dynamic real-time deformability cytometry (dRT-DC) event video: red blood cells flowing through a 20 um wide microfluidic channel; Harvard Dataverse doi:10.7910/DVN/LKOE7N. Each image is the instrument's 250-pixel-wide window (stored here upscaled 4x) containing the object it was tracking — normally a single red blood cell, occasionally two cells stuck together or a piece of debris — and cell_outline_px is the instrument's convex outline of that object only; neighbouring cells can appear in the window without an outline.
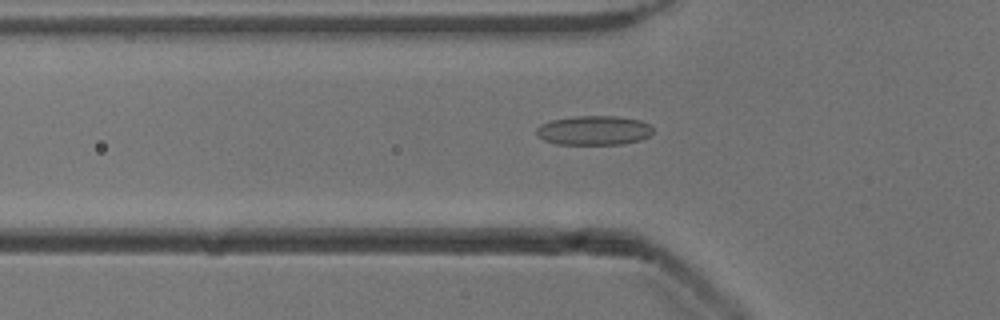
{"species": "common noctule bat (a hibernating species)", "species_latin": "Nyctalus noctula", "temperature_condition": "cold", "stored_images_in_passage": 50, "camera_frame_rate_fps": 3000, "um_per_image_px": 0.085, "animal": {"sex": "male", "body_mass_g": 13.3}, "frame": {"image": 1, "passage_image": 15, "time_ms": 4.667, "image_size_px": [1000, 320], "cell_outline_px": [[652, 132], [648, 136], [640, 140], [624, 144], [556, 144], [544, 140], [536, 132], [536, 128], [540, 124], [552, 120], [572, 116], [616, 116], [640, 120], [648, 124], [652, 128]], "centroid_in_image_um": [50.47, 11.08], "position_along_channel_um": 75.3, "area_um2": 19.88}}
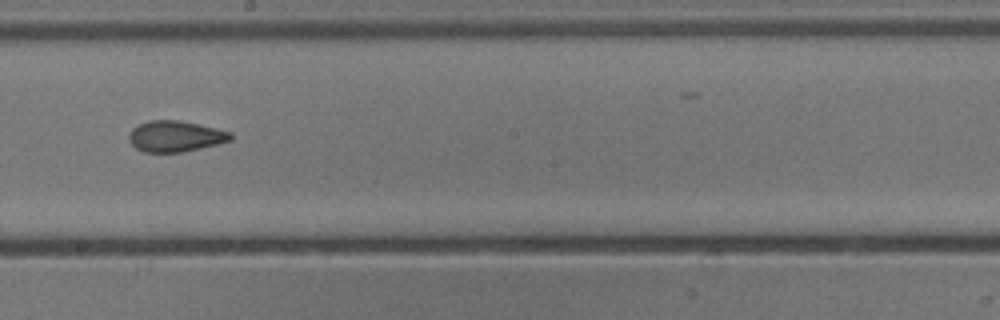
{"frame": {"image": 2, "passage_image": 27, "time_ms": 8.667, "image_size_px": [1000, 320], "cell_outline_px": [[232, 140], [200, 148], [180, 152], [144, 152], [136, 148], [128, 140], [128, 132], [132, 128], [148, 120], [180, 120], [216, 128], [232, 132]], "centroid_in_image_um": [14.88, 11.57], "position_along_channel_um": 233.3, "area_um2": 18.38}}
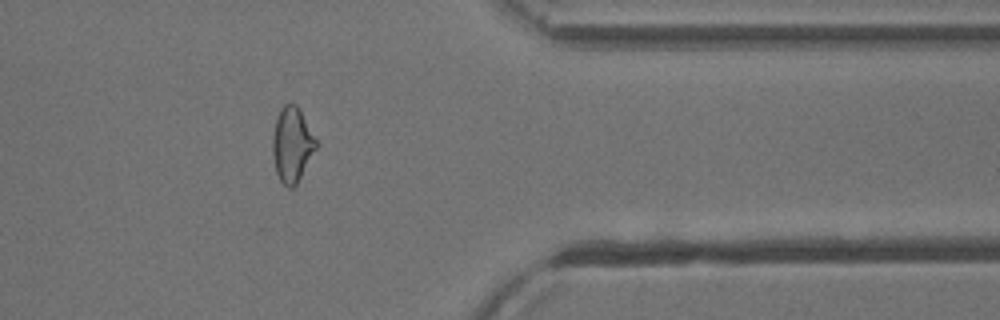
{"frame": {"image": 3, "passage_image": 40, "time_ms": 13.0, "image_size_px": [1000, 320], "cell_outline_px": [[320, 144], [296, 184], [292, 188], [288, 188], [280, 180], [276, 172], [272, 152], [272, 136], [276, 116], [280, 108], [284, 104], [296, 104], [300, 108]], "centroid_in_image_um": [24.85, 12.26], "position_along_channel_um": 386.6, "area_um2": 19.42}, "authors_computed_cell_mechanics": {"area_um2": 19.1318, "velocity_mm_per_s": 3.9182, "shape_relaxation_time_tau1_ms": null, "shape_relaxation_time_tau2_ms": 1.8006, "deformation_change_tau1": null, "deformation_change_tau2": 0.088}}